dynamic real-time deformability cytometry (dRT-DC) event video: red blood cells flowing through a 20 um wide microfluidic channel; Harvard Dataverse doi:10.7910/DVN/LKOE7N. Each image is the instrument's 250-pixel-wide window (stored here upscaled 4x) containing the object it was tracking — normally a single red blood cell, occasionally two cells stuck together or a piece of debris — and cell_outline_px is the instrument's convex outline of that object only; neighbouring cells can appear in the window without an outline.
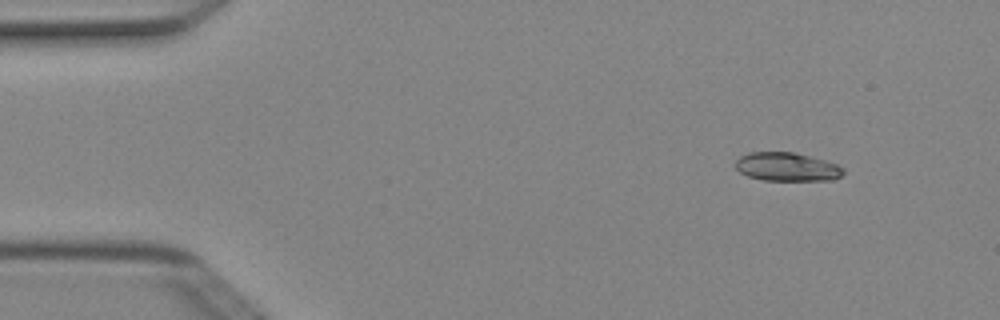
{"species": "Egyptian fruit bat (a non-hibernating species)", "species_latin": "Rousettus aegyptiacus", "temperature_condition": "cold", "stored_images_in_passage": 6, "camera_frame_rate_fps": 3000, "um_per_image_px": 0.085, "animal": {"sex": "female"}, "frame": {"image": 1, "passage_image": 2, "time_ms": 0.333, "image_size_px": [1000, 320], "cell_outline_px": [[844, 172], [840, 176], [832, 180], [764, 180], [748, 176], [740, 172], [736, 168], [736, 160], [740, 156], [748, 152], [792, 152], [824, 160], [836, 164], [844, 168]], "centroid_in_image_um": [66.88, 14.18], "position_along_channel_um": 18.1, "area_um2": 17.8}}
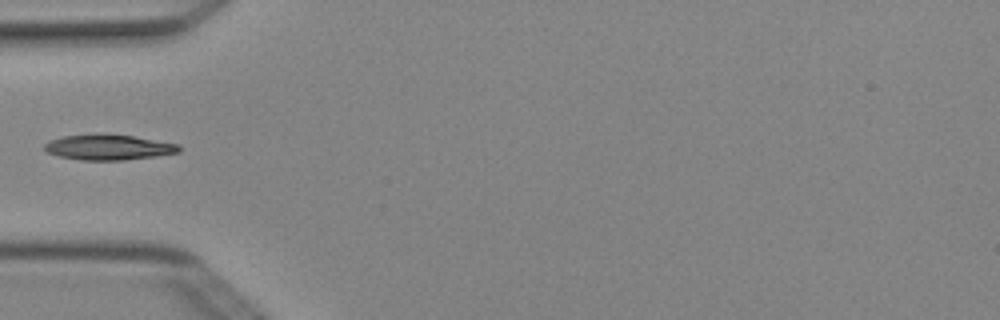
{"frame": {"image": 2, "passage_image": 5, "time_ms": 1.333, "image_size_px": [1000, 320], "cell_outline_px": [[180, 152], [156, 156], [124, 160], [80, 160], [60, 156], [48, 152], [44, 148], [44, 144], [48, 140], [60, 136], [96, 132], [104, 132], [132, 136], [180, 144]], "centroid_in_image_um": [9.19, 12.48], "position_along_channel_um": 75.8, "area_um2": 20.4}}
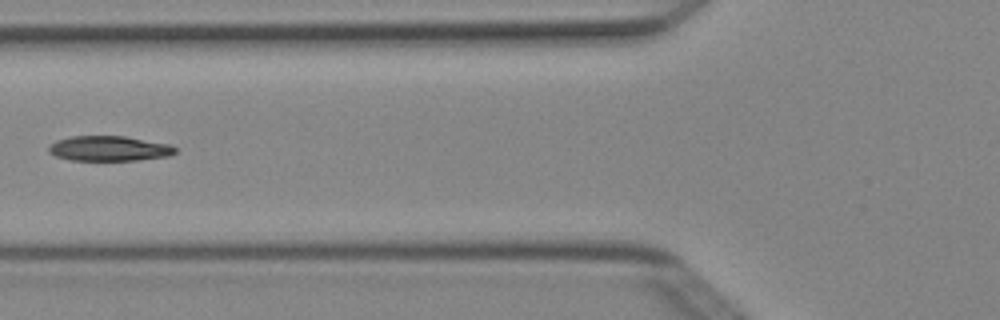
{"frame": {"image": 3, "passage_image": 6, "time_ms": 1.667, "image_size_px": [1000, 320], "cell_outline_px": [[176, 152], [172, 156], [136, 160], [72, 160], [56, 156], [48, 152], [48, 144], [56, 140], [72, 136], [124, 136], [172, 144], [176, 148]], "centroid_in_image_um": [9.3, 12.62], "position_along_channel_um": 116.5, "area_um2": 18.67}}